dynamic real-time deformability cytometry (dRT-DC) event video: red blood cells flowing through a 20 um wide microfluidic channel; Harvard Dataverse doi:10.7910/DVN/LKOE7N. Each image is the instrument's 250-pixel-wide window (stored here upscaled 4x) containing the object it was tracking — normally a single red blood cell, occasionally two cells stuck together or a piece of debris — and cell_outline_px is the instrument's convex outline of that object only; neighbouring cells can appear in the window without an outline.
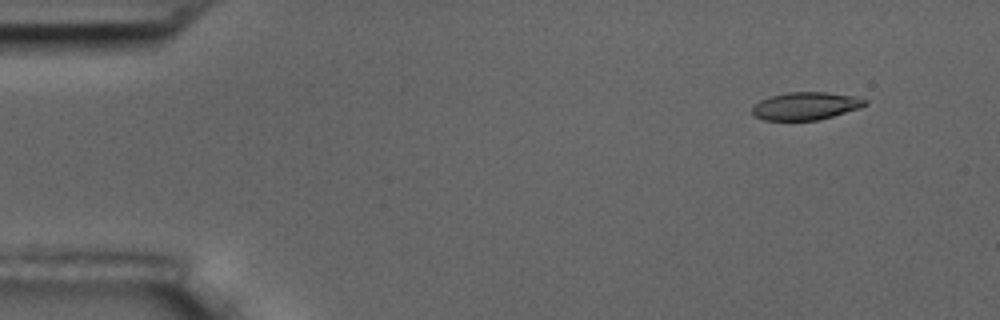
{"species": "common noctule bat (a hibernating species)", "species_latin": "Nyctalus noctula", "temperature_condition": "room temperature", "stored_images_in_passage": 4, "camera_frame_rate_fps": 3000, "um_per_image_px": 0.085, "animal": {"sex": "male", "body_mass_g": 17.5, "forearm_length_mm": 52.3}, "frame": {"image": 1, "passage_image": 1, "time_ms": 0.0, "image_size_px": [1000, 320], "cell_outline_px": [[868, 104], [860, 108], [832, 116], [816, 120], [764, 120], [752, 116], [752, 108], [760, 100], [772, 96], [788, 92], [824, 92], [856, 96], [868, 100]], "centroid_in_image_um": [68.5, 9.01], "position_along_channel_um": 16.5, "area_um2": 18.21}}